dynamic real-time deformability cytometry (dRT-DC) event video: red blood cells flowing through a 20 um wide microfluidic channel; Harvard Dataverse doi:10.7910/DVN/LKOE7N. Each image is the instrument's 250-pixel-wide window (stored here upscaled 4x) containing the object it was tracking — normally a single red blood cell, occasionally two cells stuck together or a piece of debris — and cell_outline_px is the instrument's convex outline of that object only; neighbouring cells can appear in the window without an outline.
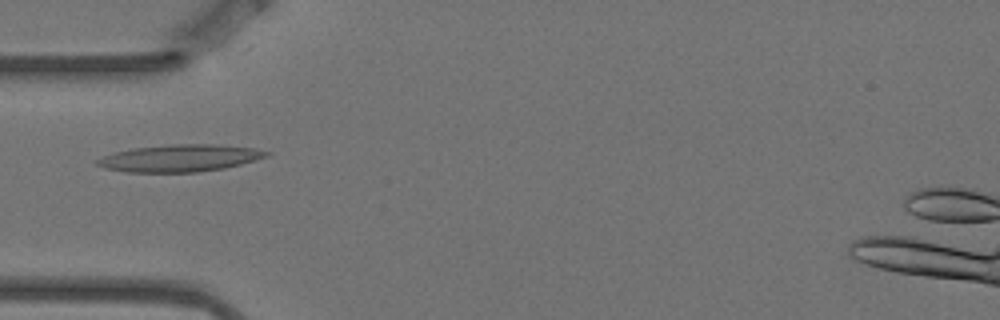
{"species": "Egyptian fruit bat (a non-hibernating species)", "species_latin": "Rousettus aegyptiacus", "temperature_condition": "warm", "stored_images_in_passage": 8, "camera_frame_rate_fps": 3000, "um_per_image_px": 0.085, "animal": {"sex": "female"}, "frame": {"image": 1, "passage_image": 3, "time_ms": 0.667, "image_size_px": [1000, 320], "cell_outline_px": [[272, 152], [268, 156], [240, 164], [224, 168], [196, 172], [124, 172], [104, 168], [96, 164], [92, 160], [116, 152], [132, 148], [172, 144], [216, 144], [256, 148]], "centroid_in_image_um": [15.27, 13.44], "position_along_channel_um": 69.7, "area_um2": 26.82}}
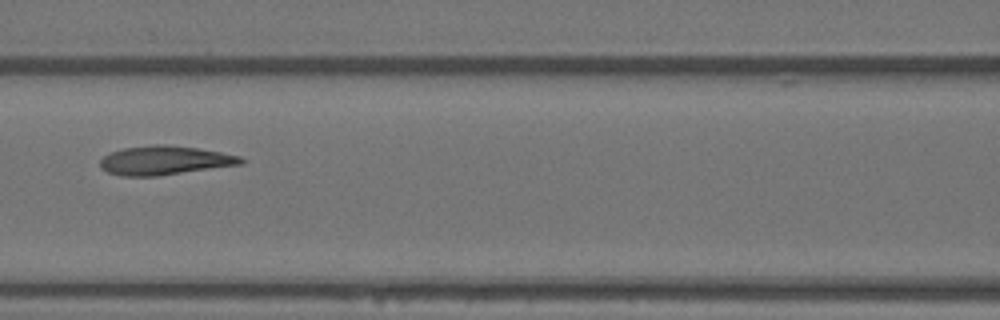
{"frame": {"image": 2, "passage_image": 5, "time_ms": 1.333, "image_size_px": [1000, 320], "cell_outline_px": [[244, 164], [156, 176], [120, 176], [108, 172], [100, 168], [100, 160], [108, 152], [124, 148], [152, 144], [164, 144], [196, 148], [220, 152], [240, 156], [244, 160]], "centroid_in_image_um": [13.96, 13.63], "position_along_channel_um": 152.6, "area_um2": 23.81}}
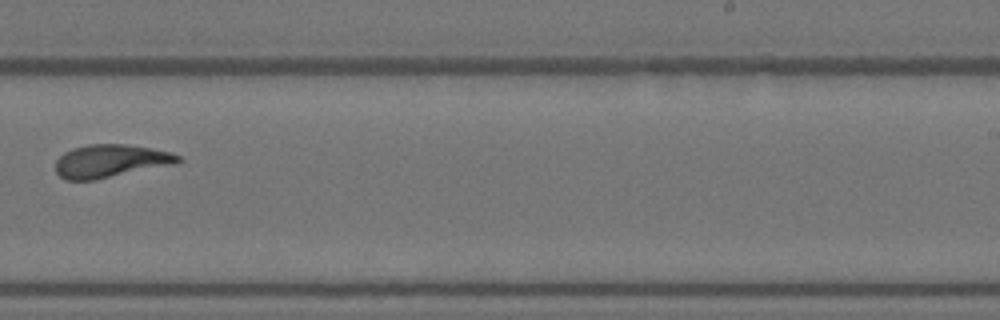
{"frame": {"image": 3, "passage_image": 8, "time_ms": 2.333, "image_size_px": [1000, 320], "cell_outline_px": [[184, 160], [176, 164], [96, 180], [64, 180], [56, 172], [56, 160], [64, 152], [72, 148], [88, 144], [124, 144], [152, 148], [172, 152], [180, 156]], "centroid_in_image_um": [9.42, 13.69], "position_along_channel_um": 279.6, "area_um2": 23.87}}